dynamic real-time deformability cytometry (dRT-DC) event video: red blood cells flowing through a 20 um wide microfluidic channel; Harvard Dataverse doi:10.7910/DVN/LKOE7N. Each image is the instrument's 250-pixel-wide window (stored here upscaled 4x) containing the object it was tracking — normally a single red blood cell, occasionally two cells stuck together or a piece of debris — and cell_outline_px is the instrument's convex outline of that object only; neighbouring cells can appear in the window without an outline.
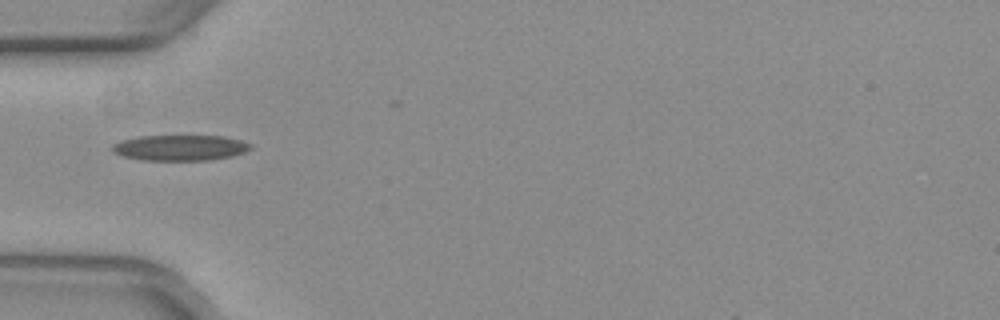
{"species": "common noctule bat (a hibernating species)", "species_latin": "Nyctalus noctula", "temperature_condition": "warm", "stored_images_in_passage": 26, "camera_frame_rate_fps": 3000, "um_per_image_px": 0.085, "animal": {"sex": "female", "body_mass_g": 29.2, "forearm_length_mm": 56.3}, "frame": {"image": 1, "passage_image": 1, "time_ms": 0.0, "image_size_px": [1000, 320], "cell_outline_px": [[252, 148], [244, 152], [232, 156], [212, 160], [144, 160], [124, 156], [112, 152], [112, 144], [120, 140], [140, 136], [224, 136], [240, 140], [252, 144]], "centroid_in_image_um": [15.31, 12.55], "position_along_channel_um": 69.7, "area_um2": 20.69}}
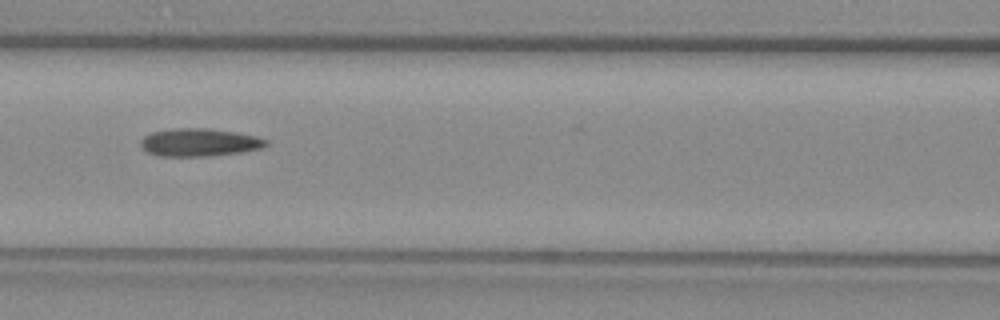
{"frame": {"image": 2, "passage_image": 7, "time_ms": 2.0, "image_size_px": [1000, 320], "cell_outline_px": [[268, 144], [260, 148], [240, 152], [212, 156], [160, 156], [148, 152], [140, 144], [140, 140], [144, 136], [152, 132], [176, 128], [208, 128], [256, 136], [268, 140]], "centroid_in_image_um": [16.93, 12.1], "position_along_channel_um": 149.7, "area_um2": 20.17}}
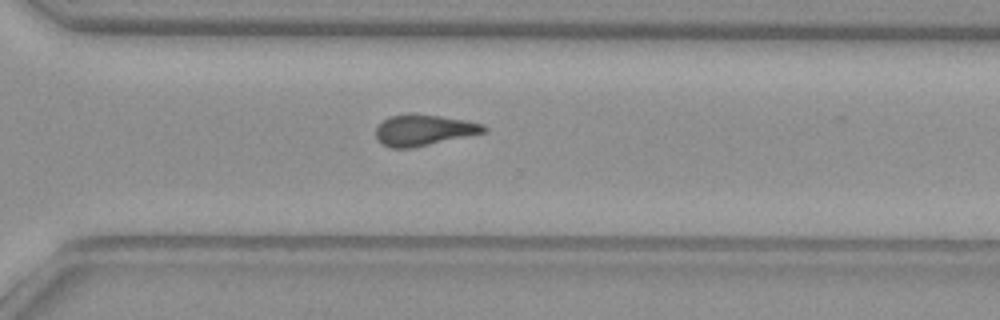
{"frame": {"image": 3, "passage_image": 21, "time_ms": 6.667, "image_size_px": [1000, 320], "cell_outline_px": [[488, 132], [412, 148], [392, 148], [384, 144], [376, 136], [376, 128], [388, 116], [404, 112], [416, 112], [464, 120], [484, 124], [488, 128]], "centroid_in_image_um": [36.04, 11.03], "position_along_channel_um": 334.6, "area_um2": 19.83}, "authors_computed_cell_mechanics": {"area_um2": 19.7098, "velocity_mm_per_s": 3.9749, "shape_relaxation_time_tau1_ms": null, "shape_relaxation_time_tau2_ms": 2.6796, "deformation_change_tau1": null, "deformation_change_tau2": 0.1183}}